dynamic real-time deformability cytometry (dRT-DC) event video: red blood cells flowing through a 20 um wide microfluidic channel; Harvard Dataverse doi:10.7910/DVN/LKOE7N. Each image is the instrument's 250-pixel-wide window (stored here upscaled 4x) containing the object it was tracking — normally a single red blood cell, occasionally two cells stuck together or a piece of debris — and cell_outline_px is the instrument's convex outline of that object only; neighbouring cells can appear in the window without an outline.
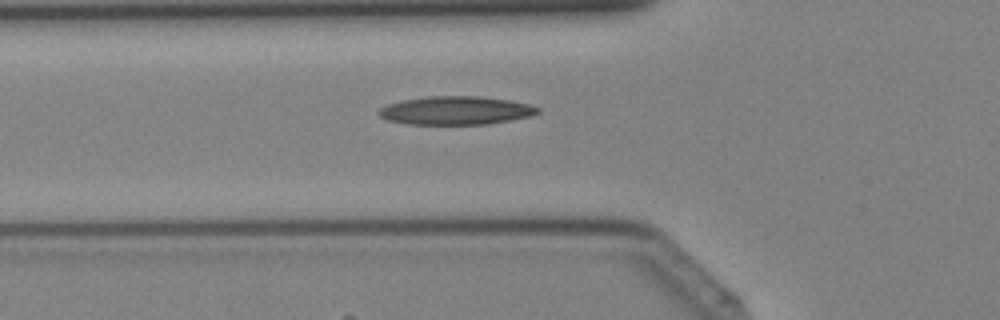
{"species": "Egyptian fruit bat (a non-hibernating species)", "species_latin": "Rousettus aegyptiacus", "temperature_condition": "cold", "stored_images_in_passage": 40, "camera_frame_rate_fps": 3000, "um_per_image_px": 0.085, "animal": {"sex": "female"}, "frame": {"image": 1, "passage_image": 14, "time_ms": 4.333, "image_size_px": [1000, 320], "cell_outline_px": [[540, 112], [532, 116], [512, 120], [488, 124], [408, 124], [388, 120], [380, 116], [376, 112], [380, 108], [388, 104], [400, 100], [428, 96], [480, 96], [508, 100], [528, 104], [540, 108]], "centroid_in_image_um": [38.75, 9.39], "position_along_channel_um": 87.1, "area_um2": 26.41}}
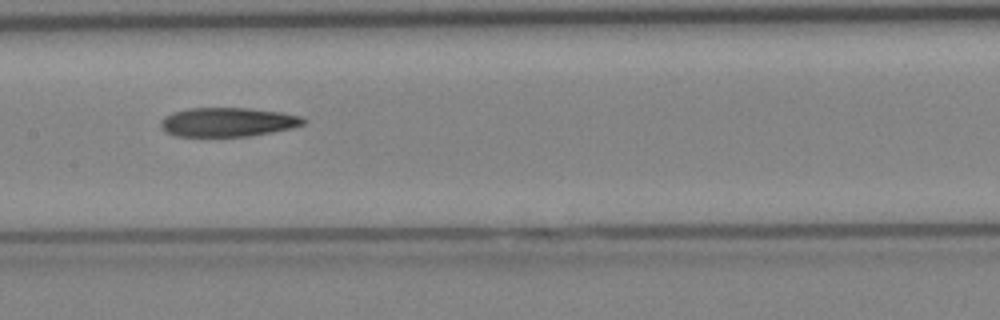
{"frame": {"image": 2, "passage_image": 20, "time_ms": 6.333, "image_size_px": [1000, 320], "cell_outline_px": [[308, 120], [304, 124], [292, 128], [272, 132], [248, 136], [176, 136], [164, 132], [160, 128], [160, 120], [164, 116], [172, 112], [188, 108], [248, 108], [284, 112], [300, 116]], "centroid_in_image_um": [19.34, 10.37], "position_along_channel_um": 188.1, "area_um2": 24.45}}
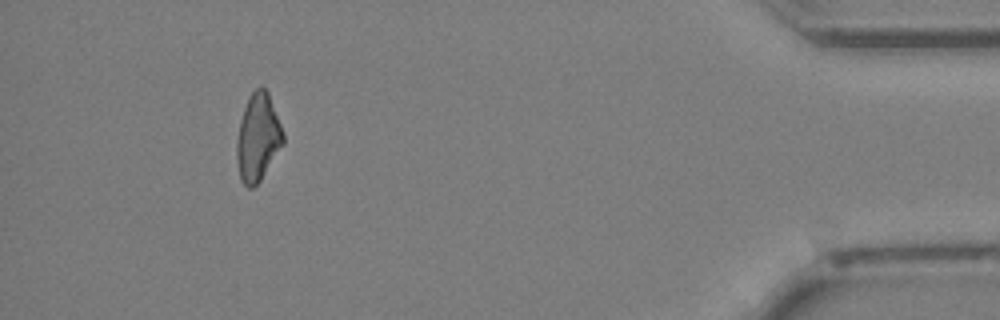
{"frame": {"image": 3, "passage_image": 37, "time_ms": 12.0, "image_size_px": [1000, 320], "cell_outline_px": [[284, 144], [260, 180], [252, 188], [248, 188], [240, 180], [236, 156], [236, 140], [240, 120], [248, 96], [260, 84], [268, 92], [284, 132]], "centroid_in_image_um": [21.92, 11.67], "position_along_channel_um": 413.3, "area_um2": 23.81}}